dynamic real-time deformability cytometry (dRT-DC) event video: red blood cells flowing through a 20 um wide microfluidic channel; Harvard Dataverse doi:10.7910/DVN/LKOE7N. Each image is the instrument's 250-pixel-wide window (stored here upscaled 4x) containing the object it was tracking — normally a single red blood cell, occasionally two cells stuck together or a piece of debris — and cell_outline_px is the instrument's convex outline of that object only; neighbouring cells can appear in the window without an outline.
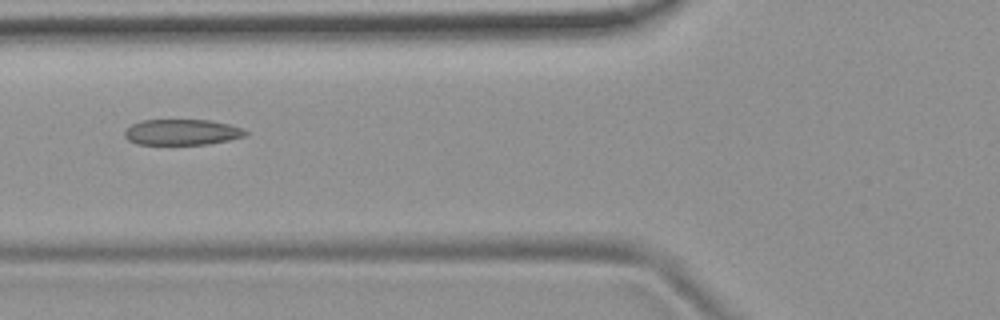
{"species": "common noctule bat (a hibernating species)", "species_latin": "Nyctalus noctula", "temperature_condition": "room temperature", "stored_images_in_passage": 7, "camera_frame_rate_fps": 3000, "um_per_image_px": 0.085, "animal": {"sex": "female", "body_mass_g": 19.9}, "frame": {"image": 1, "passage_image": 6, "time_ms": 5.667, "image_size_px": [1000, 320], "cell_outline_px": [[248, 132], [244, 136], [228, 140], [208, 144], [136, 144], [128, 140], [124, 136], [124, 132], [132, 124], [140, 120], [208, 120], [228, 124], [240, 128]], "centroid_in_image_um": [15.42, 11.23], "position_along_channel_um": 110.4, "area_um2": 17.98}}
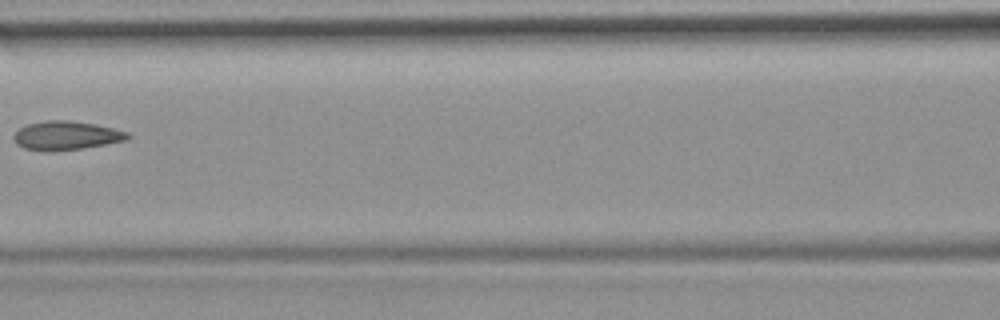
{"frame": {"image": 2, "passage_image": 7, "time_ms": 7.0, "image_size_px": [1000, 320], "cell_outline_px": [[132, 136], [124, 140], [104, 144], [80, 148], [24, 148], [16, 144], [12, 136], [20, 128], [28, 124], [48, 120], [64, 120], [96, 124], [128, 132]], "centroid_in_image_um": [5.65, 11.47], "position_along_channel_um": 161.0, "area_um2": 18.09}}